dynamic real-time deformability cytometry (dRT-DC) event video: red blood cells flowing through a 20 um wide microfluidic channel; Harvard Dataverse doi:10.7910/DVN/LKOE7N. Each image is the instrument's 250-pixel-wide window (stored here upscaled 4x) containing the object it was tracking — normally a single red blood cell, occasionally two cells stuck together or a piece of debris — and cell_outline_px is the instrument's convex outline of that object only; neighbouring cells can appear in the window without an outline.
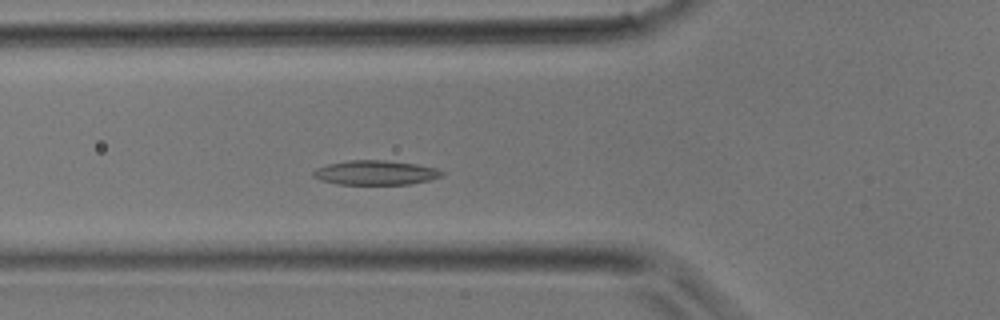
{"species": "common noctule bat (a hibernating species)", "species_latin": "Nyctalus noctula", "temperature_condition": "room temperature", "stored_images_in_passage": 33, "camera_frame_rate_fps": 3000, "um_per_image_px": 0.085, "animal": {"sex": "male", "body_mass_g": 17.9}, "frame": {"image": 1, "passage_image": 10, "time_ms": 3.0, "image_size_px": [1000, 320], "cell_outline_px": [[444, 176], [428, 180], [408, 184], [336, 184], [320, 180], [312, 176], [312, 172], [316, 168], [328, 164], [348, 160], [384, 160], [416, 164], [436, 168], [444, 172]], "centroid_in_image_um": [31.9, 14.67], "position_along_channel_um": 93.9, "area_um2": 18.32}}
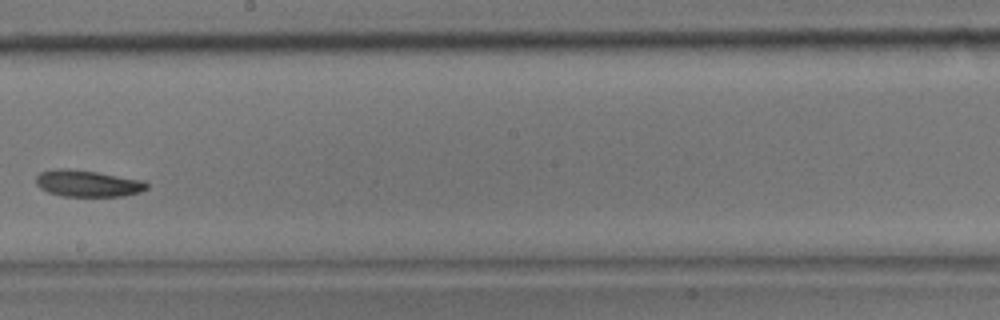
{"frame": {"image": 2, "passage_image": 18, "time_ms": 5.667, "image_size_px": [1000, 320], "cell_outline_px": [[148, 188], [140, 192], [124, 196], [60, 196], [48, 192], [40, 188], [36, 184], [36, 176], [40, 172], [56, 168], [68, 168], [96, 172], [144, 180], [148, 184]], "centroid_in_image_um": [7.44, 15.59], "position_along_channel_um": 240.8, "area_um2": 17.28}}
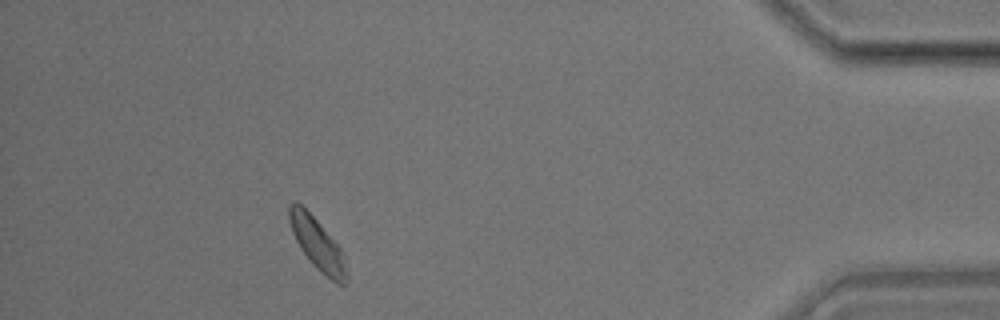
{"frame": {"image": 3, "passage_image": 30, "time_ms": 9.667, "image_size_px": [1000, 320], "cell_outline_px": [[348, 280], [344, 284], [336, 284], [320, 272], [312, 264], [300, 248], [292, 232], [288, 216], [288, 204], [292, 200], [296, 200], [316, 220], [340, 248], [348, 276]], "centroid_in_image_um": [26.94, 20.74], "position_along_channel_um": 408.3, "area_um2": 17.05}}